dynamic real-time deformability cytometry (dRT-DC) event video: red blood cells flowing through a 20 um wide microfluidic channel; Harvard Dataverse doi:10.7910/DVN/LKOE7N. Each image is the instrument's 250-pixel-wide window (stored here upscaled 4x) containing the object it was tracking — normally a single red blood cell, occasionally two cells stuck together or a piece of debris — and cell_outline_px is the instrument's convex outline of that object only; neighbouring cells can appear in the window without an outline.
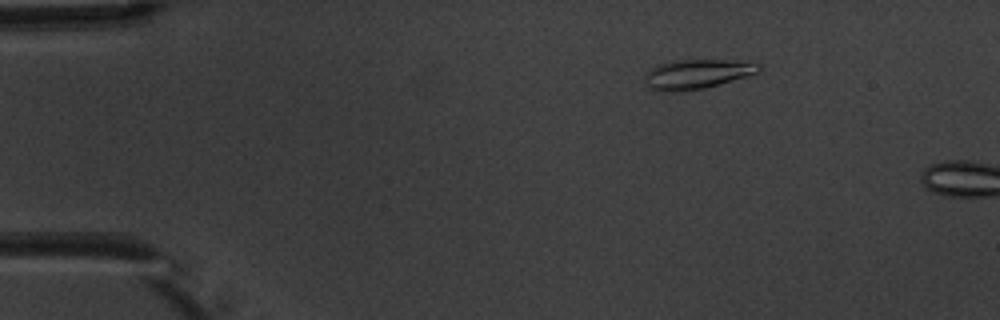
{"species": "common noctule bat (a hibernating species)", "species_latin": "Nyctalus noctula", "temperature_condition": "warm", "stored_images_in_passage": 4, "camera_frame_rate_fps": 3000, "um_per_image_px": 0.085, "animal": {"sex": "male", "body_mass_g": 20.1, "forearm_length_mm": 53.5}, "frame": {"image": 1, "passage_image": 3, "time_ms": 2.0, "image_size_px": [1000, 320], "cell_outline_px": [[764, 64], [760, 72], [748, 76], [704, 88], [672, 92], [660, 92], [648, 88], [644, 76], [644, 72], [660, 64], [672, 60], [720, 60]], "centroid_in_image_um": [59.22, 6.3], "position_along_channel_um": 25.8, "area_um2": 19.65}}